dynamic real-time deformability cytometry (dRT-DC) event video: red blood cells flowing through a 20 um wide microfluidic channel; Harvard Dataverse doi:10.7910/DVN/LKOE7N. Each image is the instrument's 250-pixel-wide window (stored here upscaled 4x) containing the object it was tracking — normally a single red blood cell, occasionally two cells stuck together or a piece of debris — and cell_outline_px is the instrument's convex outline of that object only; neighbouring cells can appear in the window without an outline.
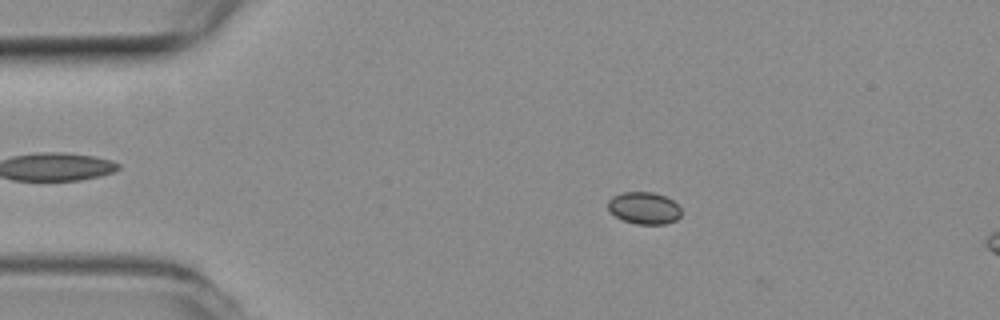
{"species": "common noctule bat (a hibernating species)", "species_latin": "Nyctalus noctula", "temperature_condition": "room temperature", "stored_images_in_passage": 16, "camera_frame_rate_fps": 3000, "um_per_image_px": 0.085, "animal": {"sex": "female", "body_mass_g": 19.3, "forearm_length_mm": 54.1}, "frame": {"image": 1, "passage_image": 10, "time_ms": 3.0, "image_size_px": [1000, 320], "cell_outline_px": [[680, 216], [676, 220], [664, 224], [636, 224], [624, 220], [616, 216], [608, 208], [608, 200], [612, 196], [624, 192], [652, 192], [664, 196], [672, 200], [680, 208]], "centroid_in_image_um": [54.74, 17.68], "position_along_channel_um": 30.3, "area_um2": 13.53}}